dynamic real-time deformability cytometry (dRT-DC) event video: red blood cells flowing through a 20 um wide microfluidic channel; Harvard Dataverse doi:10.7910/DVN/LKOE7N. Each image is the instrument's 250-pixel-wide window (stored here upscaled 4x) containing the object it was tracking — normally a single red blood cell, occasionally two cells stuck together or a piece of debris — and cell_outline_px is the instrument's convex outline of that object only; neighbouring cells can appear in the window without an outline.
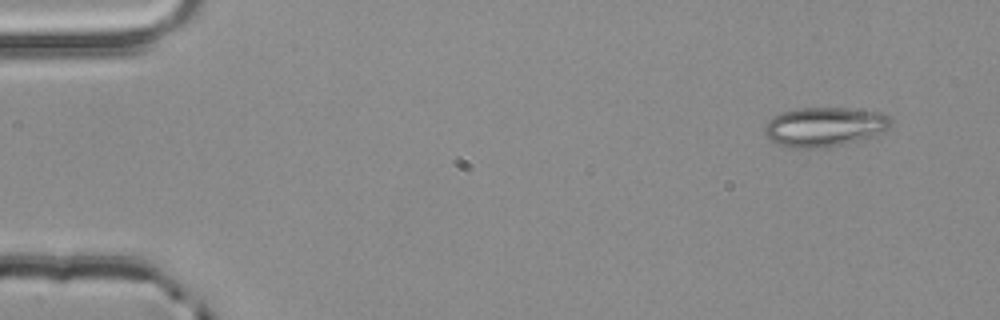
{"species": "common noctule bat (a hibernating species)", "species_latin": "Nyctalus noctula", "temperature_condition": "room temperature", "stored_images_in_passage": 4, "camera_frame_rate_fps": 3000, "um_per_image_px": 0.085, "animal": {"sex": "male", "body_mass_g": 20.4}, "frame": {"image": 1, "passage_image": 2, "time_ms": 0.333, "image_size_px": [1000, 320], "cell_outline_px": [[892, 124], [884, 132], [876, 136], [824, 148], [792, 148], [776, 144], [764, 132], [764, 124], [772, 116], [780, 112], [800, 108], [848, 108], [880, 112], [888, 116], [892, 120]], "centroid_in_image_um": [70.08, 10.78], "position_along_channel_um": 14.9, "area_um2": 29.25}}